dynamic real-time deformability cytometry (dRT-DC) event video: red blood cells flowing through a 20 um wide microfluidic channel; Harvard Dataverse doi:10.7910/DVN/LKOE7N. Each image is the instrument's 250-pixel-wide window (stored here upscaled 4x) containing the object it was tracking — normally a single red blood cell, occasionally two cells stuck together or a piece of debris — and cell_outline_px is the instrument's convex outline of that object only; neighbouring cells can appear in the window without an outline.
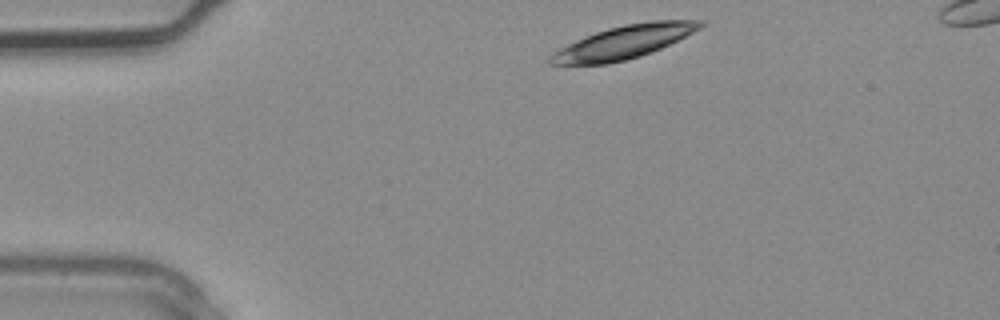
{"species": "common noctule bat (a hibernating species)", "species_latin": "Nyctalus noctula", "temperature_condition": "warm", "stored_images_in_passage": 3, "camera_frame_rate_fps": 3000, "um_per_image_px": 0.085, "animal": {"sex": "male", "body_mass_g": 20.4}, "frame": {"image": 1, "passage_image": 3, "time_ms": 0.667, "image_size_px": [1000, 320], "cell_outline_px": [[704, 24], [700, 28], [660, 48], [640, 56], [608, 64], [548, 64], [548, 56], [552, 52], [576, 40], [596, 32], [608, 28], [624, 24], [648, 20], [704, 20]], "centroid_in_image_um": [52.99, 3.57], "position_along_channel_um": 32.0, "area_um2": 28.61}}